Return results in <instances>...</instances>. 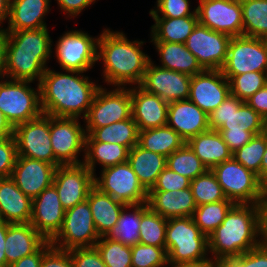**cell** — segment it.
I'll use <instances>...</instances> for the list:
<instances>
[{
	"mask_svg": "<svg viewBox=\"0 0 267 267\" xmlns=\"http://www.w3.org/2000/svg\"><path fill=\"white\" fill-rule=\"evenodd\" d=\"M46 241L30 223H8L5 238L7 266L33 254Z\"/></svg>",
	"mask_w": 267,
	"mask_h": 267,
	"instance_id": "484cf974",
	"label": "cell"
},
{
	"mask_svg": "<svg viewBox=\"0 0 267 267\" xmlns=\"http://www.w3.org/2000/svg\"><path fill=\"white\" fill-rule=\"evenodd\" d=\"M230 94L245 102L267 84L266 72H246L229 79Z\"/></svg>",
	"mask_w": 267,
	"mask_h": 267,
	"instance_id": "bcb514c9",
	"label": "cell"
},
{
	"mask_svg": "<svg viewBox=\"0 0 267 267\" xmlns=\"http://www.w3.org/2000/svg\"><path fill=\"white\" fill-rule=\"evenodd\" d=\"M245 253L243 251L225 253L213 260L216 267H243Z\"/></svg>",
	"mask_w": 267,
	"mask_h": 267,
	"instance_id": "680465c9",
	"label": "cell"
},
{
	"mask_svg": "<svg viewBox=\"0 0 267 267\" xmlns=\"http://www.w3.org/2000/svg\"><path fill=\"white\" fill-rule=\"evenodd\" d=\"M167 219L148 208L141 216L139 243L166 247Z\"/></svg>",
	"mask_w": 267,
	"mask_h": 267,
	"instance_id": "b9f144b4",
	"label": "cell"
},
{
	"mask_svg": "<svg viewBox=\"0 0 267 267\" xmlns=\"http://www.w3.org/2000/svg\"><path fill=\"white\" fill-rule=\"evenodd\" d=\"M7 32V50L52 52V41L47 27Z\"/></svg>",
	"mask_w": 267,
	"mask_h": 267,
	"instance_id": "74e56055",
	"label": "cell"
},
{
	"mask_svg": "<svg viewBox=\"0 0 267 267\" xmlns=\"http://www.w3.org/2000/svg\"><path fill=\"white\" fill-rule=\"evenodd\" d=\"M190 185V179L165 167L158 175L155 185L149 191H175L189 188Z\"/></svg>",
	"mask_w": 267,
	"mask_h": 267,
	"instance_id": "f907efd6",
	"label": "cell"
},
{
	"mask_svg": "<svg viewBox=\"0 0 267 267\" xmlns=\"http://www.w3.org/2000/svg\"><path fill=\"white\" fill-rule=\"evenodd\" d=\"M128 163L142 186L149 191L155 185L158 175L166 167V157L145 150L136 144L129 150Z\"/></svg>",
	"mask_w": 267,
	"mask_h": 267,
	"instance_id": "4dcf8cb0",
	"label": "cell"
},
{
	"mask_svg": "<svg viewBox=\"0 0 267 267\" xmlns=\"http://www.w3.org/2000/svg\"><path fill=\"white\" fill-rule=\"evenodd\" d=\"M17 156L14 135L0 139V179L11 177Z\"/></svg>",
	"mask_w": 267,
	"mask_h": 267,
	"instance_id": "681fc988",
	"label": "cell"
},
{
	"mask_svg": "<svg viewBox=\"0 0 267 267\" xmlns=\"http://www.w3.org/2000/svg\"><path fill=\"white\" fill-rule=\"evenodd\" d=\"M95 247L107 267H132L130 246L103 236L97 241Z\"/></svg>",
	"mask_w": 267,
	"mask_h": 267,
	"instance_id": "f6af8a7d",
	"label": "cell"
},
{
	"mask_svg": "<svg viewBox=\"0 0 267 267\" xmlns=\"http://www.w3.org/2000/svg\"><path fill=\"white\" fill-rule=\"evenodd\" d=\"M87 200L98 235L100 237L106 236L116 225L126 204L115 200L109 194L101 192L95 186L90 190Z\"/></svg>",
	"mask_w": 267,
	"mask_h": 267,
	"instance_id": "f546056e",
	"label": "cell"
},
{
	"mask_svg": "<svg viewBox=\"0 0 267 267\" xmlns=\"http://www.w3.org/2000/svg\"><path fill=\"white\" fill-rule=\"evenodd\" d=\"M131 89L132 117L138 131L167 125L169 103L139 86Z\"/></svg>",
	"mask_w": 267,
	"mask_h": 267,
	"instance_id": "603a6c76",
	"label": "cell"
},
{
	"mask_svg": "<svg viewBox=\"0 0 267 267\" xmlns=\"http://www.w3.org/2000/svg\"><path fill=\"white\" fill-rule=\"evenodd\" d=\"M8 223L0 221V267H7L5 238L7 234Z\"/></svg>",
	"mask_w": 267,
	"mask_h": 267,
	"instance_id": "6125c7cd",
	"label": "cell"
},
{
	"mask_svg": "<svg viewBox=\"0 0 267 267\" xmlns=\"http://www.w3.org/2000/svg\"><path fill=\"white\" fill-rule=\"evenodd\" d=\"M98 38H93L82 30L65 32L55 48L58 63L63 70L86 72L97 60Z\"/></svg>",
	"mask_w": 267,
	"mask_h": 267,
	"instance_id": "5bb4252c",
	"label": "cell"
},
{
	"mask_svg": "<svg viewBox=\"0 0 267 267\" xmlns=\"http://www.w3.org/2000/svg\"><path fill=\"white\" fill-rule=\"evenodd\" d=\"M132 267H164L169 266L166 247H156L137 243L131 247Z\"/></svg>",
	"mask_w": 267,
	"mask_h": 267,
	"instance_id": "7dc6e473",
	"label": "cell"
},
{
	"mask_svg": "<svg viewBox=\"0 0 267 267\" xmlns=\"http://www.w3.org/2000/svg\"><path fill=\"white\" fill-rule=\"evenodd\" d=\"M208 124L211 130L250 131L254 135L267 130L266 120L246 102L232 94L208 115Z\"/></svg>",
	"mask_w": 267,
	"mask_h": 267,
	"instance_id": "52a82bcc",
	"label": "cell"
},
{
	"mask_svg": "<svg viewBox=\"0 0 267 267\" xmlns=\"http://www.w3.org/2000/svg\"><path fill=\"white\" fill-rule=\"evenodd\" d=\"M147 205L165 219L192 217L197 207L191 187L175 191H148Z\"/></svg>",
	"mask_w": 267,
	"mask_h": 267,
	"instance_id": "cb8c5ba5",
	"label": "cell"
},
{
	"mask_svg": "<svg viewBox=\"0 0 267 267\" xmlns=\"http://www.w3.org/2000/svg\"><path fill=\"white\" fill-rule=\"evenodd\" d=\"M89 135L95 141L120 144L129 150L138 144V128L133 117L96 128Z\"/></svg>",
	"mask_w": 267,
	"mask_h": 267,
	"instance_id": "8d00e7d4",
	"label": "cell"
},
{
	"mask_svg": "<svg viewBox=\"0 0 267 267\" xmlns=\"http://www.w3.org/2000/svg\"><path fill=\"white\" fill-rule=\"evenodd\" d=\"M262 204H235L209 236L214 258L232 252H248L260 245ZM215 254V255H214Z\"/></svg>",
	"mask_w": 267,
	"mask_h": 267,
	"instance_id": "3957f363",
	"label": "cell"
},
{
	"mask_svg": "<svg viewBox=\"0 0 267 267\" xmlns=\"http://www.w3.org/2000/svg\"><path fill=\"white\" fill-rule=\"evenodd\" d=\"M262 190L267 202V178L262 182Z\"/></svg>",
	"mask_w": 267,
	"mask_h": 267,
	"instance_id": "89a4df30",
	"label": "cell"
},
{
	"mask_svg": "<svg viewBox=\"0 0 267 267\" xmlns=\"http://www.w3.org/2000/svg\"><path fill=\"white\" fill-rule=\"evenodd\" d=\"M66 72H56L50 68L45 70L39 83L43 114L78 118L83 113L85 118L100 86L82 75V72Z\"/></svg>",
	"mask_w": 267,
	"mask_h": 267,
	"instance_id": "6da1fadb",
	"label": "cell"
},
{
	"mask_svg": "<svg viewBox=\"0 0 267 267\" xmlns=\"http://www.w3.org/2000/svg\"><path fill=\"white\" fill-rule=\"evenodd\" d=\"M128 208H133V212L130 214L127 213L126 211ZM148 208L147 202L136 205H126V207L122 209L116 225L112 227L105 237L130 247L139 243L141 216Z\"/></svg>",
	"mask_w": 267,
	"mask_h": 267,
	"instance_id": "d590c367",
	"label": "cell"
},
{
	"mask_svg": "<svg viewBox=\"0 0 267 267\" xmlns=\"http://www.w3.org/2000/svg\"><path fill=\"white\" fill-rule=\"evenodd\" d=\"M267 122V84L245 101Z\"/></svg>",
	"mask_w": 267,
	"mask_h": 267,
	"instance_id": "6f0895ef",
	"label": "cell"
},
{
	"mask_svg": "<svg viewBox=\"0 0 267 267\" xmlns=\"http://www.w3.org/2000/svg\"><path fill=\"white\" fill-rule=\"evenodd\" d=\"M167 125L175 130L186 142L199 133L208 131V114L189 99L170 102Z\"/></svg>",
	"mask_w": 267,
	"mask_h": 267,
	"instance_id": "7402d4cb",
	"label": "cell"
},
{
	"mask_svg": "<svg viewBox=\"0 0 267 267\" xmlns=\"http://www.w3.org/2000/svg\"><path fill=\"white\" fill-rule=\"evenodd\" d=\"M64 216L65 209L53 184L32 199V215L29 223L47 241H51L60 231Z\"/></svg>",
	"mask_w": 267,
	"mask_h": 267,
	"instance_id": "ffe728a7",
	"label": "cell"
},
{
	"mask_svg": "<svg viewBox=\"0 0 267 267\" xmlns=\"http://www.w3.org/2000/svg\"><path fill=\"white\" fill-rule=\"evenodd\" d=\"M96 0H57L60 8L72 16H77L82 12L83 9L90 6Z\"/></svg>",
	"mask_w": 267,
	"mask_h": 267,
	"instance_id": "91938a15",
	"label": "cell"
},
{
	"mask_svg": "<svg viewBox=\"0 0 267 267\" xmlns=\"http://www.w3.org/2000/svg\"><path fill=\"white\" fill-rule=\"evenodd\" d=\"M211 170L226 198L235 204H263L266 202L262 182L257 174L246 169L233 157L216 165Z\"/></svg>",
	"mask_w": 267,
	"mask_h": 267,
	"instance_id": "5b68a950",
	"label": "cell"
},
{
	"mask_svg": "<svg viewBox=\"0 0 267 267\" xmlns=\"http://www.w3.org/2000/svg\"><path fill=\"white\" fill-rule=\"evenodd\" d=\"M32 215V199L25 195L11 178L0 179V221L29 223Z\"/></svg>",
	"mask_w": 267,
	"mask_h": 267,
	"instance_id": "d4e9b609",
	"label": "cell"
},
{
	"mask_svg": "<svg viewBox=\"0 0 267 267\" xmlns=\"http://www.w3.org/2000/svg\"><path fill=\"white\" fill-rule=\"evenodd\" d=\"M171 267H216L213 259L206 262L193 263V264H178L172 265Z\"/></svg>",
	"mask_w": 267,
	"mask_h": 267,
	"instance_id": "003e7915",
	"label": "cell"
},
{
	"mask_svg": "<svg viewBox=\"0 0 267 267\" xmlns=\"http://www.w3.org/2000/svg\"><path fill=\"white\" fill-rule=\"evenodd\" d=\"M10 0H0V24L4 20H7L9 16Z\"/></svg>",
	"mask_w": 267,
	"mask_h": 267,
	"instance_id": "03108f58",
	"label": "cell"
},
{
	"mask_svg": "<svg viewBox=\"0 0 267 267\" xmlns=\"http://www.w3.org/2000/svg\"><path fill=\"white\" fill-rule=\"evenodd\" d=\"M243 267H267V250L260 244L246 252Z\"/></svg>",
	"mask_w": 267,
	"mask_h": 267,
	"instance_id": "9f6ffc18",
	"label": "cell"
},
{
	"mask_svg": "<svg viewBox=\"0 0 267 267\" xmlns=\"http://www.w3.org/2000/svg\"><path fill=\"white\" fill-rule=\"evenodd\" d=\"M57 166L45 161L17 156L11 178L31 199L53 184Z\"/></svg>",
	"mask_w": 267,
	"mask_h": 267,
	"instance_id": "44dd1931",
	"label": "cell"
},
{
	"mask_svg": "<svg viewBox=\"0 0 267 267\" xmlns=\"http://www.w3.org/2000/svg\"><path fill=\"white\" fill-rule=\"evenodd\" d=\"M94 178L95 174L83 163L56 168L53 185L65 210L88 198L90 190L95 186Z\"/></svg>",
	"mask_w": 267,
	"mask_h": 267,
	"instance_id": "ac0fdd59",
	"label": "cell"
},
{
	"mask_svg": "<svg viewBox=\"0 0 267 267\" xmlns=\"http://www.w3.org/2000/svg\"><path fill=\"white\" fill-rule=\"evenodd\" d=\"M51 52H28L7 50L6 76L13 80L34 81L40 83Z\"/></svg>",
	"mask_w": 267,
	"mask_h": 267,
	"instance_id": "4316f807",
	"label": "cell"
},
{
	"mask_svg": "<svg viewBox=\"0 0 267 267\" xmlns=\"http://www.w3.org/2000/svg\"><path fill=\"white\" fill-rule=\"evenodd\" d=\"M223 141L228 145L229 150L233 153L237 149L247 144L255 135L250 131L243 132H230V131H218Z\"/></svg>",
	"mask_w": 267,
	"mask_h": 267,
	"instance_id": "db71d44e",
	"label": "cell"
},
{
	"mask_svg": "<svg viewBox=\"0 0 267 267\" xmlns=\"http://www.w3.org/2000/svg\"><path fill=\"white\" fill-rule=\"evenodd\" d=\"M267 39L235 36L231 37L227 59L221 71L229 80L234 75L246 72H266Z\"/></svg>",
	"mask_w": 267,
	"mask_h": 267,
	"instance_id": "30bf717a",
	"label": "cell"
},
{
	"mask_svg": "<svg viewBox=\"0 0 267 267\" xmlns=\"http://www.w3.org/2000/svg\"><path fill=\"white\" fill-rule=\"evenodd\" d=\"M196 8L198 22L231 37L243 36L240 0H201Z\"/></svg>",
	"mask_w": 267,
	"mask_h": 267,
	"instance_id": "2e32d148",
	"label": "cell"
},
{
	"mask_svg": "<svg viewBox=\"0 0 267 267\" xmlns=\"http://www.w3.org/2000/svg\"><path fill=\"white\" fill-rule=\"evenodd\" d=\"M243 36L267 39V0H240Z\"/></svg>",
	"mask_w": 267,
	"mask_h": 267,
	"instance_id": "f35d334b",
	"label": "cell"
},
{
	"mask_svg": "<svg viewBox=\"0 0 267 267\" xmlns=\"http://www.w3.org/2000/svg\"><path fill=\"white\" fill-rule=\"evenodd\" d=\"M260 244L267 250V202L262 204Z\"/></svg>",
	"mask_w": 267,
	"mask_h": 267,
	"instance_id": "be15d7a7",
	"label": "cell"
},
{
	"mask_svg": "<svg viewBox=\"0 0 267 267\" xmlns=\"http://www.w3.org/2000/svg\"><path fill=\"white\" fill-rule=\"evenodd\" d=\"M231 36L211 30L199 22L185 43L204 70H221L227 59Z\"/></svg>",
	"mask_w": 267,
	"mask_h": 267,
	"instance_id": "9a60e30c",
	"label": "cell"
},
{
	"mask_svg": "<svg viewBox=\"0 0 267 267\" xmlns=\"http://www.w3.org/2000/svg\"><path fill=\"white\" fill-rule=\"evenodd\" d=\"M190 187L197 206L227 199L212 170L193 179Z\"/></svg>",
	"mask_w": 267,
	"mask_h": 267,
	"instance_id": "ee69618b",
	"label": "cell"
},
{
	"mask_svg": "<svg viewBox=\"0 0 267 267\" xmlns=\"http://www.w3.org/2000/svg\"><path fill=\"white\" fill-rule=\"evenodd\" d=\"M208 236L195 224L192 217L167 219L166 251L169 265L206 262Z\"/></svg>",
	"mask_w": 267,
	"mask_h": 267,
	"instance_id": "277c9868",
	"label": "cell"
},
{
	"mask_svg": "<svg viewBox=\"0 0 267 267\" xmlns=\"http://www.w3.org/2000/svg\"><path fill=\"white\" fill-rule=\"evenodd\" d=\"M267 146V130L255 135L247 144L232 153V157L260 180L261 162Z\"/></svg>",
	"mask_w": 267,
	"mask_h": 267,
	"instance_id": "7bdbcfd3",
	"label": "cell"
},
{
	"mask_svg": "<svg viewBox=\"0 0 267 267\" xmlns=\"http://www.w3.org/2000/svg\"><path fill=\"white\" fill-rule=\"evenodd\" d=\"M14 135V128L6 119L3 112L0 110V139Z\"/></svg>",
	"mask_w": 267,
	"mask_h": 267,
	"instance_id": "e7e4bbea",
	"label": "cell"
},
{
	"mask_svg": "<svg viewBox=\"0 0 267 267\" xmlns=\"http://www.w3.org/2000/svg\"><path fill=\"white\" fill-rule=\"evenodd\" d=\"M100 236L94 225L88 200L65 210L62 227L50 241L52 246L61 250L94 247Z\"/></svg>",
	"mask_w": 267,
	"mask_h": 267,
	"instance_id": "ba28073f",
	"label": "cell"
},
{
	"mask_svg": "<svg viewBox=\"0 0 267 267\" xmlns=\"http://www.w3.org/2000/svg\"><path fill=\"white\" fill-rule=\"evenodd\" d=\"M161 57V68L185 73L190 76L199 74L204 69L197 58L187 49L183 43L153 42Z\"/></svg>",
	"mask_w": 267,
	"mask_h": 267,
	"instance_id": "1f68e13d",
	"label": "cell"
},
{
	"mask_svg": "<svg viewBox=\"0 0 267 267\" xmlns=\"http://www.w3.org/2000/svg\"><path fill=\"white\" fill-rule=\"evenodd\" d=\"M8 32L0 28V78L6 76V57H7Z\"/></svg>",
	"mask_w": 267,
	"mask_h": 267,
	"instance_id": "94428289",
	"label": "cell"
},
{
	"mask_svg": "<svg viewBox=\"0 0 267 267\" xmlns=\"http://www.w3.org/2000/svg\"><path fill=\"white\" fill-rule=\"evenodd\" d=\"M50 0H10L6 31L47 27L43 18L49 12Z\"/></svg>",
	"mask_w": 267,
	"mask_h": 267,
	"instance_id": "83f0119b",
	"label": "cell"
},
{
	"mask_svg": "<svg viewBox=\"0 0 267 267\" xmlns=\"http://www.w3.org/2000/svg\"><path fill=\"white\" fill-rule=\"evenodd\" d=\"M189 0H157V9L150 10L152 17L181 18L197 16L196 9L190 11ZM159 13L162 15L160 16Z\"/></svg>",
	"mask_w": 267,
	"mask_h": 267,
	"instance_id": "c3c4849f",
	"label": "cell"
},
{
	"mask_svg": "<svg viewBox=\"0 0 267 267\" xmlns=\"http://www.w3.org/2000/svg\"><path fill=\"white\" fill-rule=\"evenodd\" d=\"M79 118L50 116V140L55 159L61 165H78V154L85 152L86 131Z\"/></svg>",
	"mask_w": 267,
	"mask_h": 267,
	"instance_id": "4fadbf2b",
	"label": "cell"
},
{
	"mask_svg": "<svg viewBox=\"0 0 267 267\" xmlns=\"http://www.w3.org/2000/svg\"><path fill=\"white\" fill-rule=\"evenodd\" d=\"M84 154L83 164L94 174L97 162L103 166L102 169L127 162L129 149L116 143L95 141L89 134H86Z\"/></svg>",
	"mask_w": 267,
	"mask_h": 267,
	"instance_id": "d6a6232c",
	"label": "cell"
},
{
	"mask_svg": "<svg viewBox=\"0 0 267 267\" xmlns=\"http://www.w3.org/2000/svg\"><path fill=\"white\" fill-rule=\"evenodd\" d=\"M41 267H73L68 250L51 247L42 257Z\"/></svg>",
	"mask_w": 267,
	"mask_h": 267,
	"instance_id": "f5cc1de1",
	"label": "cell"
},
{
	"mask_svg": "<svg viewBox=\"0 0 267 267\" xmlns=\"http://www.w3.org/2000/svg\"><path fill=\"white\" fill-rule=\"evenodd\" d=\"M166 167L191 181L208 170L187 143L166 157Z\"/></svg>",
	"mask_w": 267,
	"mask_h": 267,
	"instance_id": "60d3db41",
	"label": "cell"
},
{
	"mask_svg": "<svg viewBox=\"0 0 267 267\" xmlns=\"http://www.w3.org/2000/svg\"><path fill=\"white\" fill-rule=\"evenodd\" d=\"M186 143L208 170L232 158V152L217 130L199 133Z\"/></svg>",
	"mask_w": 267,
	"mask_h": 267,
	"instance_id": "f1b7e54d",
	"label": "cell"
},
{
	"mask_svg": "<svg viewBox=\"0 0 267 267\" xmlns=\"http://www.w3.org/2000/svg\"><path fill=\"white\" fill-rule=\"evenodd\" d=\"M155 24L151 26V42H176L185 44L198 23V16L181 18L152 17Z\"/></svg>",
	"mask_w": 267,
	"mask_h": 267,
	"instance_id": "836d02e7",
	"label": "cell"
},
{
	"mask_svg": "<svg viewBox=\"0 0 267 267\" xmlns=\"http://www.w3.org/2000/svg\"><path fill=\"white\" fill-rule=\"evenodd\" d=\"M235 203L229 199L214 203L202 204L196 207L192 216L195 224L209 236L225 219Z\"/></svg>",
	"mask_w": 267,
	"mask_h": 267,
	"instance_id": "ab89813d",
	"label": "cell"
},
{
	"mask_svg": "<svg viewBox=\"0 0 267 267\" xmlns=\"http://www.w3.org/2000/svg\"><path fill=\"white\" fill-rule=\"evenodd\" d=\"M186 141L168 125L138 131V145L145 150L168 157Z\"/></svg>",
	"mask_w": 267,
	"mask_h": 267,
	"instance_id": "e575fe53",
	"label": "cell"
},
{
	"mask_svg": "<svg viewBox=\"0 0 267 267\" xmlns=\"http://www.w3.org/2000/svg\"><path fill=\"white\" fill-rule=\"evenodd\" d=\"M230 94L229 80L221 70H204L191 76L189 100L206 114L214 111Z\"/></svg>",
	"mask_w": 267,
	"mask_h": 267,
	"instance_id": "d6986e66",
	"label": "cell"
},
{
	"mask_svg": "<svg viewBox=\"0 0 267 267\" xmlns=\"http://www.w3.org/2000/svg\"><path fill=\"white\" fill-rule=\"evenodd\" d=\"M143 41H130L123 32L104 29L98 37L97 60L104 63L105 82L114 86L140 84L151 58L143 53Z\"/></svg>",
	"mask_w": 267,
	"mask_h": 267,
	"instance_id": "7a4b0ae2",
	"label": "cell"
},
{
	"mask_svg": "<svg viewBox=\"0 0 267 267\" xmlns=\"http://www.w3.org/2000/svg\"><path fill=\"white\" fill-rule=\"evenodd\" d=\"M73 267H107L97 248L84 247L68 250Z\"/></svg>",
	"mask_w": 267,
	"mask_h": 267,
	"instance_id": "816d5d0a",
	"label": "cell"
},
{
	"mask_svg": "<svg viewBox=\"0 0 267 267\" xmlns=\"http://www.w3.org/2000/svg\"><path fill=\"white\" fill-rule=\"evenodd\" d=\"M32 81H0V110L13 128L43 114L40 85L37 91L28 84Z\"/></svg>",
	"mask_w": 267,
	"mask_h": 267,
	"instance_id": "8992f818",
	"label": "cell"
},
{
	"mask_svg": "<svg viewBox=\"0 0 267 267\" xmlns=\"http://www.w3.org/2000/svg\"><path fill=\"white\" fill-rule=\"evenodd\" d=\"M14 137L18 156L45 161L57 167L61 165L55 159L51 145L49 115L42 114L16 126Z\"/></svg>",
	"mask_w": 267,
	"mask_h": 267,
	"instance_id": "7c38bea8",
	"label": "cell"
},
{
	"mask_svg": "<svg viewBox=\"0 0 267 267\" xmlns=\"http://www.w3.org/2000/svg\"><path fill=\"white\" fill-rule=\"evenodd\" d=\"M266 178H267V146L261 162L260 181L263 182Z\"/></svg>",
	"mask_w": 267,
	"mask_h": 267,
	"instance_id": "a7ac6f4b",
	"label": "cell"
},
{
	"mask_svg": "<svg viewBox=\"0 0 267 267\" xmlns=\"http://www.w3.org/2000/svg\"><path fill=\"white\" fill-rule=\"evenodd\" d=\"M190 84V75L158 67L150 61L138 86L170 103L187 100L190 94Z\"/></svg>",
	"mask_w": 267,
	"mask_h": 267,
	"instance_id": "e0dca14e",
	"label": "cell"
},
{
	"mask_svg": "<svg viewBox=\"0 0 267 267\" xmlns=\"http://www.w3.org/2000/svg\"><path fill=\"white\" fill-rule=\"evenodd\" d=\"M51 247V242L46 241L36 252L21 258L7 267H41L42 257Z\"/></svg>",
	"mask_w": 267,
	"mask_h": 267,
	"instance_id": "11a10c76",
	"label": "cell"
},
{
	"mask_svg": "<svg viewBox=\"0 0 267 267\" xmlns=\"http://www.w3.org/2000/svg\"><path fill=\"white\" fill-rule=\"evenodd\" d=\"M101 172L100 177L94 178V185L101 192L126 205L147 202L148 191L142 186L128 161L104 168Z\"/></svg>",
	"mask_w": 267,
	"mask_h": 267,
	"instance_id": "8fae6325",
	"label": "cell"
},
{
	"mask_svg": "<svg viewBox=\"0 0 267 267\" xmlns=\"http://www.w3.org/2000/svg\"><path fill=\"white\" fill-rule=\"evenodd\" d=\"M118 87L112 91L101 86L97 90L89 108L86 120V134L94 129L123 121L132 117L131 88Z\"/></svg>",
	"mask_w": 267,
	"mask_h": 267,
	"instance_id": "9c48e42d",
	"label": "cell"
}]
</instances>
